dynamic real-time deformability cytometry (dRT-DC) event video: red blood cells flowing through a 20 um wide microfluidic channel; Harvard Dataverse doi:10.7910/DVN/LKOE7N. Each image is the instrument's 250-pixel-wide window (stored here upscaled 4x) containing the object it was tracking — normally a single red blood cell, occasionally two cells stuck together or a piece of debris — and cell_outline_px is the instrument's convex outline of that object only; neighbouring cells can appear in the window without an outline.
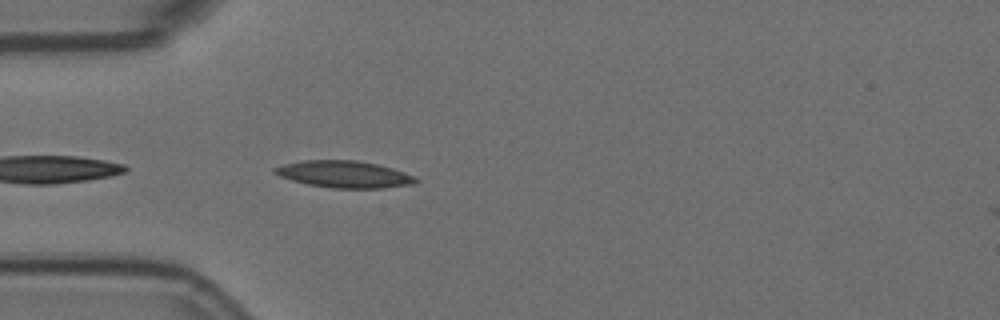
{"species": "Egyptian fruit bat (a non-hibernating species)", "species_latin": "Rousettus aegyptiacus", "temperature_condition": "room temperature", "stored_images_in_passage": 42, "camera_frame_rate_fps": 3000, "um_per_image_px": 0.085, "animal": {"sex": "female"}, "frame": {"image": 1, "passage_image": 2, "time_ms": 0.333, "image_size_px": [1000, 320], "cell_outline_px": [[420, 180], [412, 184], [384, 188], [332, 188], [308, 184], [292, 180], [280, 176], [272, 172], [272, 168], [284, 164], [304, 160], [356, 160], [376, 164], [392, 168], [416, 176]], "centroid_in_image_um": [29.26, 14.81], "position_along_channel_um": 55.7, "area_um2": 22.08}}
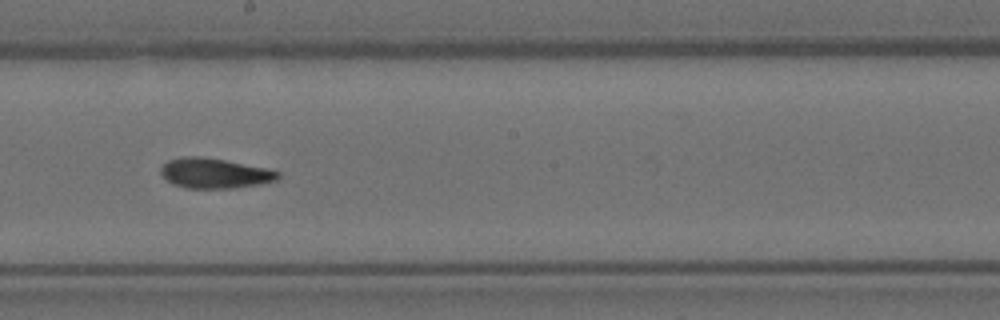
{"frame": {"image": 2, "passage_image": 17, "time_ms": 5.333, "image_size_px": [1000, 320], "cell_outline_px": [[280, 176], [276, 180], [260, 184], [232, 188], [188, 188], [172, 184], [160, 172], [160, 168], [168, 160], [184, 156], [204, 156], [264, 168], [280, 172]], "centroid_in_image_um": [18.22, 14.72], "position_along_channel_um": 230.0, "area_um2": 20.35}}
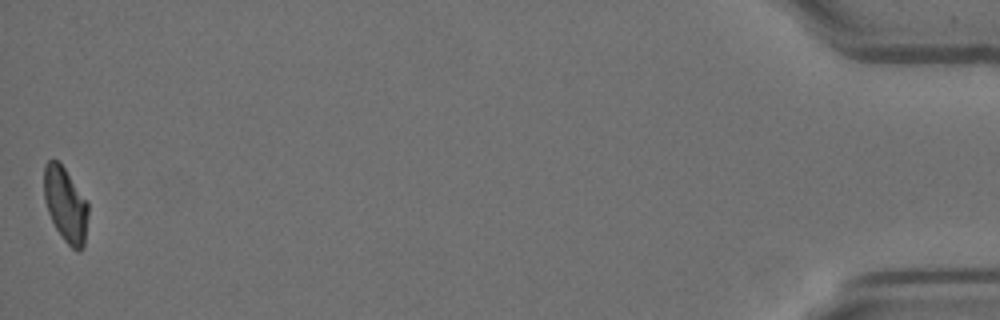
{"frame": {"image": 3, "passage_image": 42, "time_ms": 13.667, "image_size_px": [1000, 320], "cell_outline_px": [[88, 216], [84, 248], [80, 252], [76, 252], [64, 240], [56, 228], [48, 212], [44, 200], [44, 164], [48, 160], [56, 160], [64, 168], [88, 200]], "centroid_in_image_um": [5.59, 17.42], "position_along_channel_um": 429.6, "area_um2": 19.42}, "authors_computed_cell_mechanics": {"area_um2": 20.3456, "velocity_mm_per_s": 3.5789, "shape_relaxation_time_tau1_ms": 5.1779, "shape_relaxation_time_tau2_ms": 3.1788, "deformation_change_tau1": 0.1631, "deformation_change_tau2": 0.1032}}